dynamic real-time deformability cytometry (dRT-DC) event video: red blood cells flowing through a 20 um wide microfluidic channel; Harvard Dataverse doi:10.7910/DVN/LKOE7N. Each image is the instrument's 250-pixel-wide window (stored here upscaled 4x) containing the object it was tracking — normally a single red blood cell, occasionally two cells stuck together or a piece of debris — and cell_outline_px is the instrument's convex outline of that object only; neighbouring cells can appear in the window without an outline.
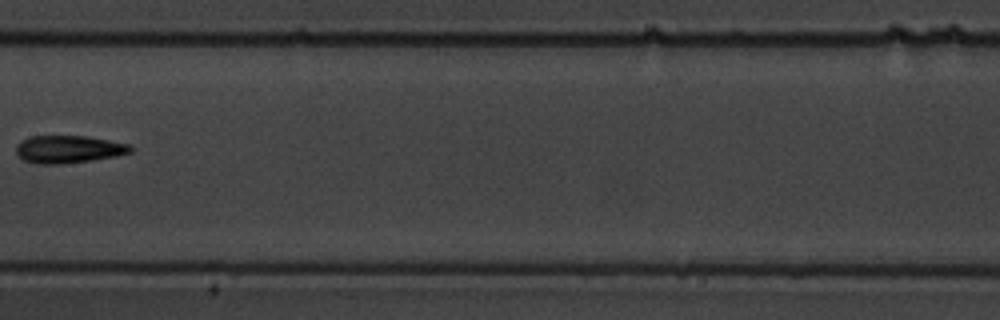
{"species": "common noctule bat (a hibernating species)", "species_latin": "Nyctalus noctula", "temperature_condition": "warm", "stored_images_in_passage": 9, "camera_frame_rate_fps": 3000, "um_per_image_px": 0.085, "animal": {"sex": "male", "body_mass_g": 19.5, "forearm_length_mm": 54.6}, "frame": {"image": 1, "passage_image": 9, "time_ms": 9.667, "image_size_px": [1000, 320], "cell_outline_px": [[132, 152], [116, 156], [92, 160], [64, 164], [40, 164], [24, 160], [16, 152], [16, 144], [20, 140], [32, 136], [88, 136], [132, 144]], "centroid_in_image_um": [5.85, 12.68], "position_along_channel_um": 201.5, "area_um2": 18.55}}